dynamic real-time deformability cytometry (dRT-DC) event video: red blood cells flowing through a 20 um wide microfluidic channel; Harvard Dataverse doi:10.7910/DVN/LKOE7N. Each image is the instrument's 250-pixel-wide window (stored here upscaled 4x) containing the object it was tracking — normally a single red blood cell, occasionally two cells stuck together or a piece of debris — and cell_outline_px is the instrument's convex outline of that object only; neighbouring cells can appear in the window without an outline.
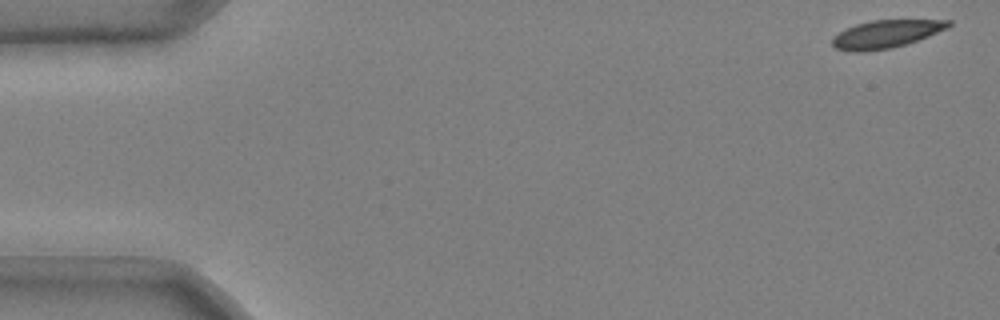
{"species": "common noctule bat (a hibernating species)", "species_latin": "Nyctalus noctula", "temperature_condition": "cold", "stored_images_in_passage": 46, "camera_frame_rate_fps": 3000, "um_per_image_px": 0.085, "animal": {"sex": "male", "body_mass_g": 20.4}, "frame": {"image": 1, "passage_image": 1, "time_ms": 0.0, "image_size_px": [1000, 320], "cell_outline_px": [[952, 24], [948, 28], [928, 36], [892, 48], [864, 52], [848, 52], [836, 48], [832, 44], [832, 36], [856, 24], [872, 20], [952, 20]], "centroid_in_image_um": [75.29, 2.9], "position_along_channel_um": 9.7, "area_um2": 18.79}}
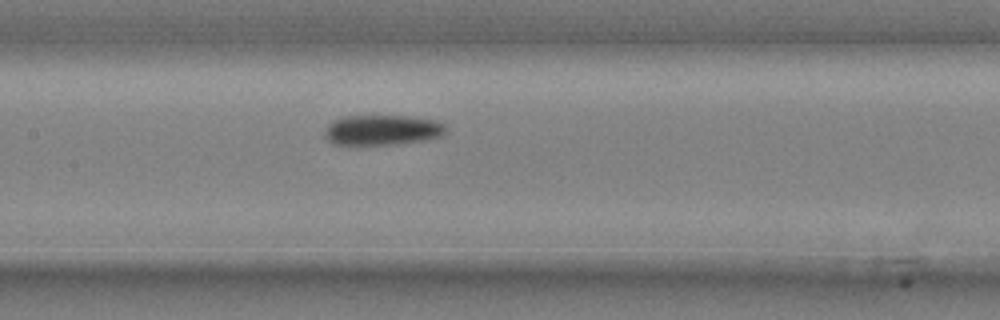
{"frame": {"image": 2, "passage_image": 25, "time_ms": 8.0, "image_size_px": [1000, 320], "cell_outline_px": [[444, 132], [440, 136], [424, 140], [396, 144], [332, 144], [324, 136], [324, 132], [328, 124], [332, 120], [344, 116], [404, 116], [436, 120], [444, 124]], "centroid_in_image_um": [32.44, 11.04], "position_along_channel_um": 175.0, "area_um2": 21.15}}
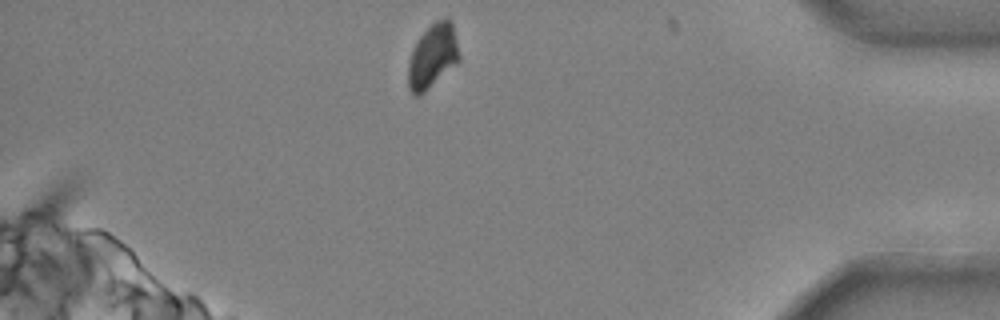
{"frame": {"image": 3, "passage_image": 46, "time_ms": 15.0, "image_size_px": [1000, 320], "cell_outline_px": [[460, 60], [420, 96], [412, 96], [408, 88], [408, 64], [412, 48], [420, 36], [436, 20], [448, 16], [452, 24], [460, 56]], "centroid_in_image_um": [36.75, 4.79], "position_along_channel_um": 398.5, "area_um2": 19.02}, "authors_computed_cell_mechanics": {"area_um2": 21.097, "velocity_mm_per_s": 3.6773, "shape_relaxation_time_tau1_ms": 4.3424, "shape_relaxation_time_tau2_ms": null, "deformation_change_tau1": 0.0916, "deformation_change_tau2": null}}